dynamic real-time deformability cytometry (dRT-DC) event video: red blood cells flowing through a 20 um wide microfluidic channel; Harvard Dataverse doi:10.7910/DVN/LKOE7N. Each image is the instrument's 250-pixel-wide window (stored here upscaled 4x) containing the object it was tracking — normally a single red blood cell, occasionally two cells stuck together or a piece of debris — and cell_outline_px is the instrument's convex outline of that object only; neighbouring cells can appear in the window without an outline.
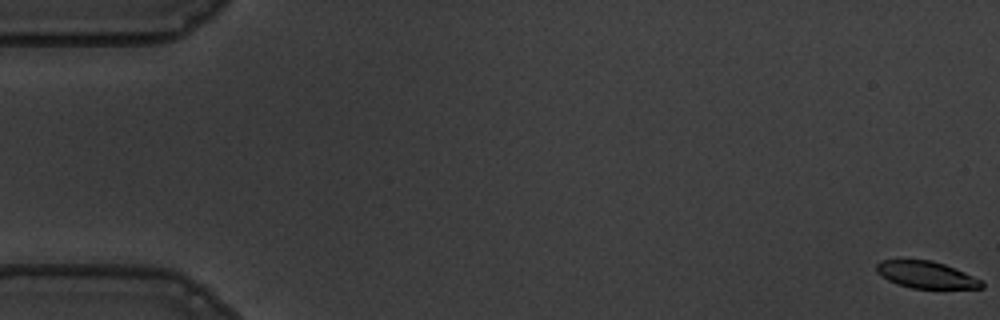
{"species": "common noctule bat (a hibernating species)", "species_latin": "Nyctalus noctula", "temperature_condition": "warm", "stored_images_in_passage": 17, "camera_frame_rate_fps": 3000, "um_per_image_px": 0.085, "animal": {"sex": "male", "body_mass_g": 19.5, "forearm_length_mm": 54.6}, "frame": {"image": 1, "passage_image": 1, "time_ms": 0.0, "image_size_px": [1000, 320], "cell_outline_px": [[984, 288], [912, 288], [896, 284], [880, 276], [876, 272], [876, 264], [880, 260], [932, 260], [944, 264], [964, 272], [980, 280], [984, 284]], "centroid_in_image_um": [78.67, 23.35], "position_along_channel_um": 6.3, "area_um2": 16.42}}
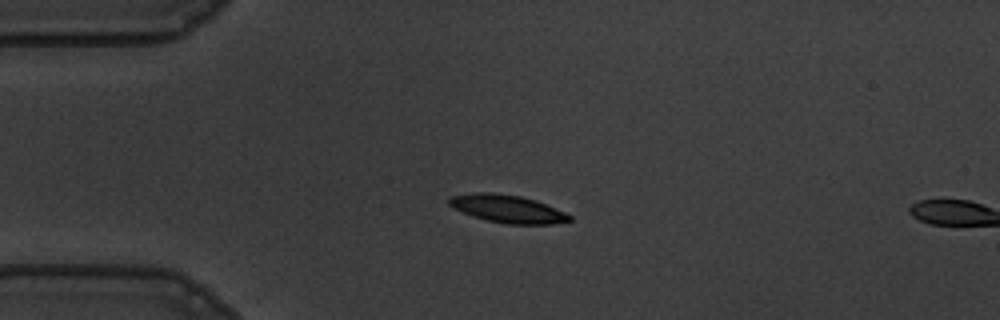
{"frame": {"image": 2, "passage_image": 15, "time_ms": 4.667, "image_size_px": [1000, 320], "cell_outline_px": [[572, 220], [552, 224], [508, 224], [488, 220], [472, 216], [448, 204], [448, 196], [472, 192], [492, 192], [520, 196], [536, 200], [564, 212], [572, 216]], "centroid_in_image_um": [43.12, 17.73], "position_along_channel_um": 41.9, "area_um2": 19.42}}